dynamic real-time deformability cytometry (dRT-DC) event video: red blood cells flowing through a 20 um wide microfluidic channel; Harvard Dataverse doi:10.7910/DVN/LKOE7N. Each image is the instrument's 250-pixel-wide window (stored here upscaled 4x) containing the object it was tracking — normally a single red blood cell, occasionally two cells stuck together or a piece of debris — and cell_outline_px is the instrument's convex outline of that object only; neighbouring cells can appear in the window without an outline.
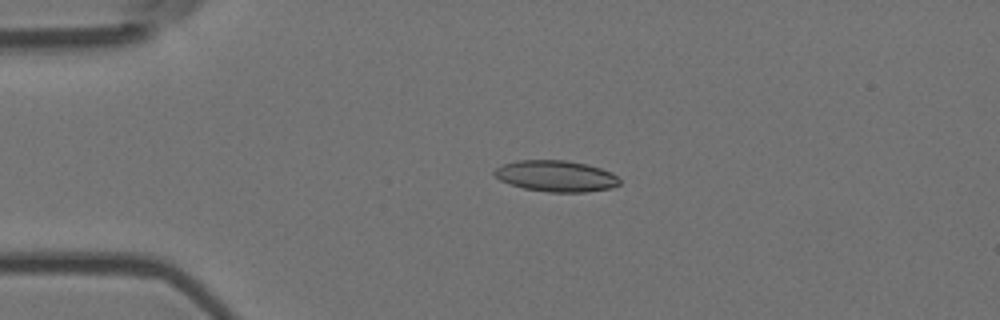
{"species": "Egyptian fruit bat (a non-hibernating species)", "species_latin": "Rousettus aegyptiacus", "temperature_condition": "room temperature", "stored_images_in_passage": 4, "camera_frame_rate_fps": 3000, "um_per_image_px": 0.085, "animal": {"sex": "female"}, "frame": {"image": 1, "passage_image": 3, "time_ms": 0.667, "image_size_px": [1000, 320], "cell_outline_px": [[620, 184], [612, 188], [588, 192], [548, 192], [524, 188], [500, 180], [492, 172], [496, 168], [504, 164], [516, 160], [568, 160], [588, 164], [612, 172], [620, 180]], "centroid_in_image_um": [47.29, 14.96], "position_along_channel_um": 37.7, "area_um2": 22.83}}